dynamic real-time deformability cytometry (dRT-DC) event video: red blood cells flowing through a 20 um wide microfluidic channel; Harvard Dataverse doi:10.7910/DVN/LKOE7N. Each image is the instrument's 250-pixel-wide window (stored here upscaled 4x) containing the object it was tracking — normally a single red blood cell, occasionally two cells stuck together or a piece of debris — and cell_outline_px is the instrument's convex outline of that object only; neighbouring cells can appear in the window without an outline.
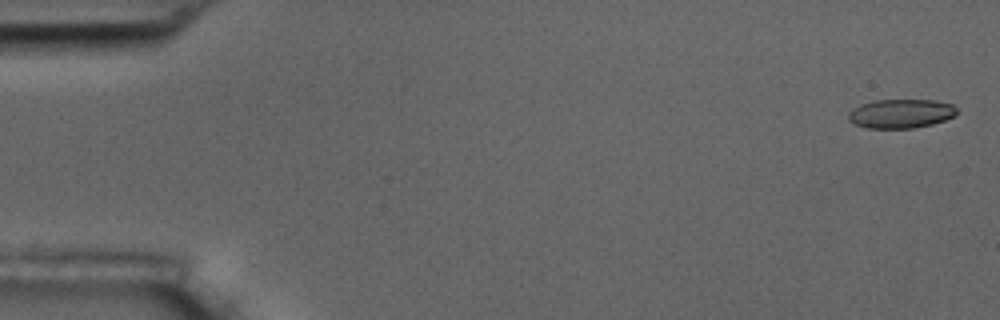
{"species": "common noctule bat (a hibernating species)", "species_latin": "Nyctalus noctula", "temperature_condition": "room temperature", "stored_images_in_passage": 11, "camera_frame_rate_fps": 3000, "um_per_image_px": 0.085, "animal": {"sex": "male", "body_mass_g": 17.5, "forearm_length_mm": 52.3}, "frame": {"image": 1, "passage_image": 1, "time_ms": 0.0, "image_size_px": [1000, 320], "cell_outline_px": [[956, 116], [932, 124], [912, 128], [864, 128], [848, 120], [848, 112], [852, 108], [860, 104], [876, 100], [936, 100], [952, 104], [956, 108]], "centroid_in_image_um": [76.55, 9.65], "position_along_channel_um": 8.4, "area_um2": 18.44}}
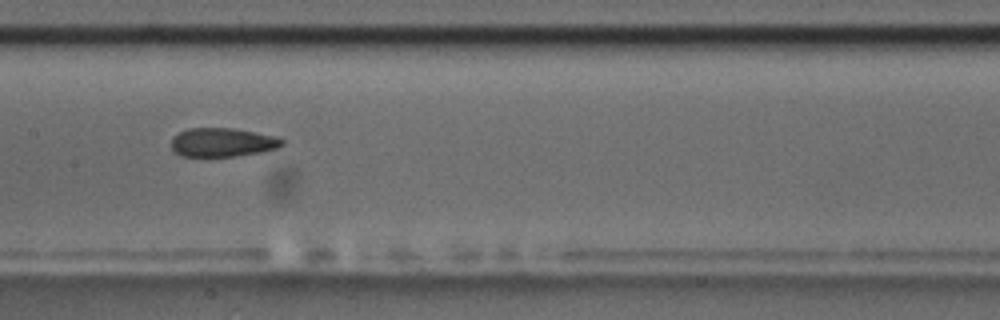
{"frame": {"image": 2, "passage_image": 8, "time_ms": 9.0, "image_size_px": [1000, 320], "cell_outline_px": [[284, 144], [276, 148], [260, 152], [236, 156], [180, 156], [172, 148], [172, 136], [188, 128], [232, 128], [280, 136], [284, 140]], "centroid_in_image_um": [18.94, 12.09], "position_along_channel_um": 188.5, "area_um2": 18.67}}
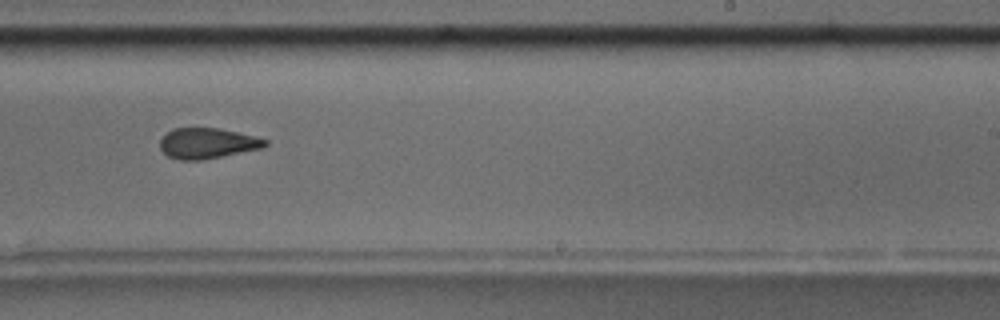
{"frame": {"image": 3, "passage_image": 10, "time_ms": 11.333, "image_size_px": [1000, 320], "cell_outline_px": [[268, 144], [260, 148], [200, 160], [180, 160], [168, 156], [160, 148], [160, 140], [172, 128], [220, 128], [268, 140]], "centroid_in_image_um": [17.58, 12.17], "position_along_channel_um": 271.4, "area_um2": 18.32}}